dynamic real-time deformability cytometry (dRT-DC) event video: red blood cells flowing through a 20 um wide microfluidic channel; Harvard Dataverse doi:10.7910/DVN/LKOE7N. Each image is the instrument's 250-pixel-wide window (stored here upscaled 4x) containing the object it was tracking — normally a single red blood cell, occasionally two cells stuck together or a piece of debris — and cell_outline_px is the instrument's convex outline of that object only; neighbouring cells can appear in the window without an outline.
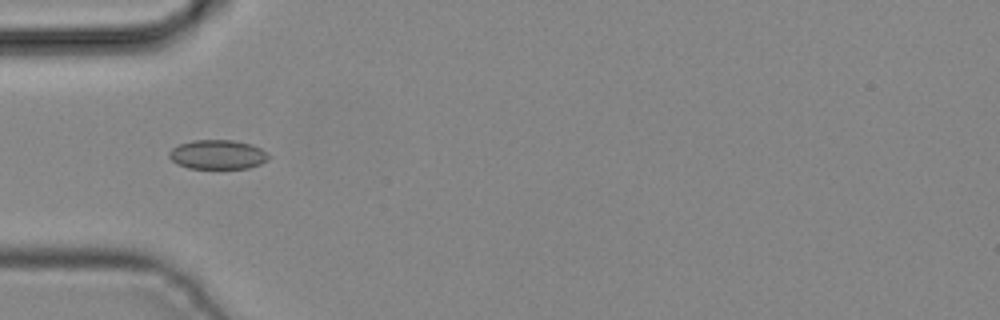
{"species": "common noctule bat (a hibernating species)", "species_latin": "Nyctalus noctula", "temperature_condition": "cold", "stored_images_in_passage": 3, "camera_frame_rate_fps": 3000, "um_per_image_px": 0.085, "animal": {"sex": "male", "body_mass_g": 19.2, "forearm_length_mm": 51.8}, "frame": {"image": 1, "passage_image": 3, "time_ms": 0.667, "image_size_px": [1000, 320], "cell_outline_px": [[268, 160], [260, 164], [248, 168], [188, 168], [176, 164], [168, 156], [168, 152], [172, 148], [180, 144], [192, 140], [232, 140], [252, 144], [260, 148], [268, 156]], "centroid_in_image_um": [18.46, 13.13], "position_along_channel_um": 66.5, "area_um2": 16.94}}